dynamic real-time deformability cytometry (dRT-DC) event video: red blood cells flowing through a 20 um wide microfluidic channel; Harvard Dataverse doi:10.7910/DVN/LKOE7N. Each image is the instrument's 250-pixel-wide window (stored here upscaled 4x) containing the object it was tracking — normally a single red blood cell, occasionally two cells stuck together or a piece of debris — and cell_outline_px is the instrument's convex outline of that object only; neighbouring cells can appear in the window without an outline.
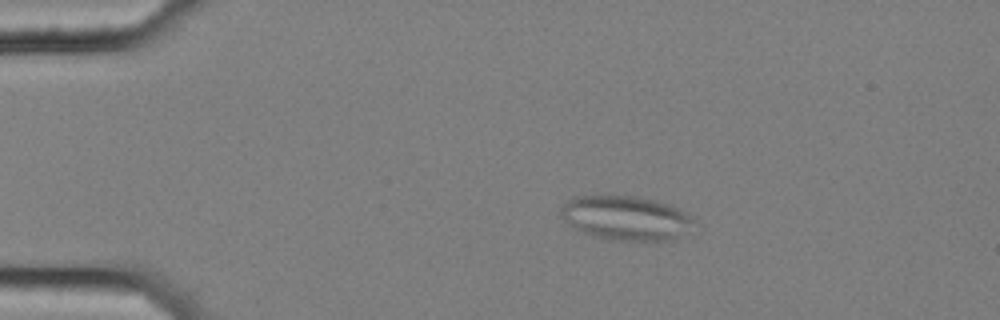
{"species": "common noctule bat (a hibernating species)", "species_latin": "Nyctalus noctula", "temperature_condition": "cold", "stored_images_in_passage": 52, "segment_of_instrument_passage": [1, 2], "camera_frame_rate_fps": 3000, "um_per_image_px": 0.085, "animal": {"sex": "female", "body_mass_g": 25.1}, "frame": {"image": 1, "passage_image": 6, "time_ms": 1.667, "image_size_px": [1000, 320], "cell_outline_px": [[696, 220], [676, 240], [608, 240], [592, 236], [576, 228], [560, 216], [560, 208], [572, 196], [632, 196], [656, 200], [668, 204], [688, 212]], "centroid_in_image_um": [53.21, 18.52], "position_along_channel_um": 31.8, "area_um2": 34.28}}
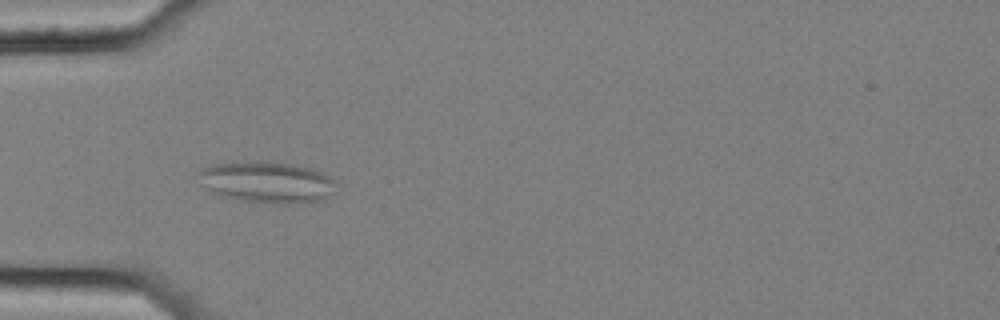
{"frame": {"image": 2, "passage_image": 13, "time_ms": 4.0, "image_size_px": [1000, 320], "cell_outline_px": [[340, 184], [324, 200], [304, 204], [272, 204], [240, 200], [220, 196], [212, 192], [196, 176], [196, 172], [200, 168], [212, 164], [292, 164], [308, 168], [320, 172], [336, 180]], "centroid_in_image_um": [22.75, 15.55], "position_along_channel_um": 62.3, "area_um2": 32.71}}